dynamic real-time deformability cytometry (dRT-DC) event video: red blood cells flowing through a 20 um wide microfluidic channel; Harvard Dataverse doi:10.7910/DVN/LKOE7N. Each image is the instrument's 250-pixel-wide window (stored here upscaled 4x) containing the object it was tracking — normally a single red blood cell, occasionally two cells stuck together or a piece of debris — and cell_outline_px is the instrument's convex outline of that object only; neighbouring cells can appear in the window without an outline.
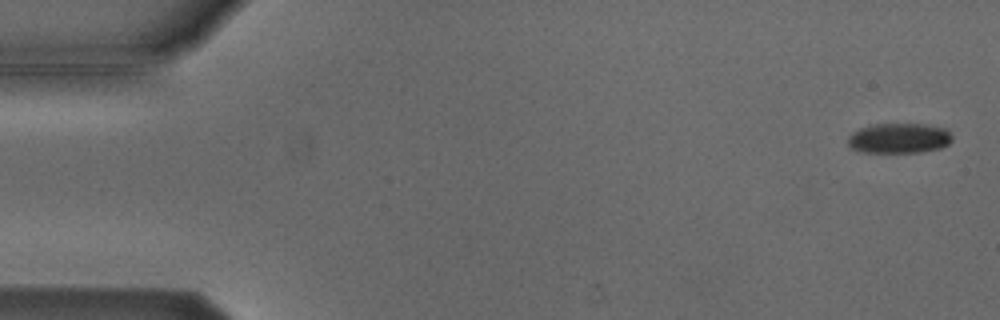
{"species": "Egyptian fruit bat (a non-hibernating species)", "species_latin": "Rousettus aegyptiacus", "temperature_condition": "cold", "stored_images_in_passage": 5, "camera_frame_rate_fps": 3000, "um_per_image_px": 0.085, "animal": {"sex": "male"}, "frame": {"image": 1, "passage_image": 1, "time_ms": 0.0, "image_size_px": [1000, 320], "cell_outline_px": [[952, 140], [948, 144], [940, 148], [920, 152], [860, 152], [852, 148], [848, 144], [848, 136], [852, 132], [860, 128], [876, 124], [924, 124], [944, 128], [952, 136]], "centroid_in_image_um": [76.4, 11.75], "position_along_channel_um": 8.6, "area_um2": 18.21}}
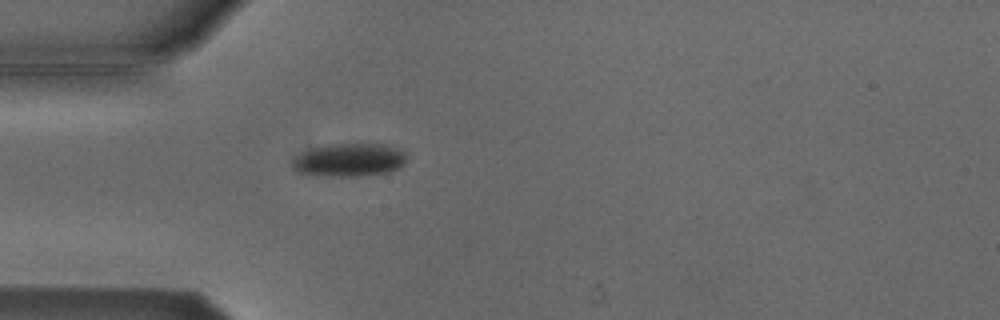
{"frame": {"image": 2, "passage_image": 5, "time_ms": 4.667, "image_size_px": [1000, 320], "cell_outline_px": [[404, 164], [400, 168], [388, 172], [356, 176], [316, 176], [300, 172], [292, 168], [292, 160], [304, 152], [312, 148], [328, 144], [388, 144], [404, 152]], "centroid_in_image_um": [29.68, 13.6], "position_along_channel_um": 55.3, "area_um2": 21.96}}